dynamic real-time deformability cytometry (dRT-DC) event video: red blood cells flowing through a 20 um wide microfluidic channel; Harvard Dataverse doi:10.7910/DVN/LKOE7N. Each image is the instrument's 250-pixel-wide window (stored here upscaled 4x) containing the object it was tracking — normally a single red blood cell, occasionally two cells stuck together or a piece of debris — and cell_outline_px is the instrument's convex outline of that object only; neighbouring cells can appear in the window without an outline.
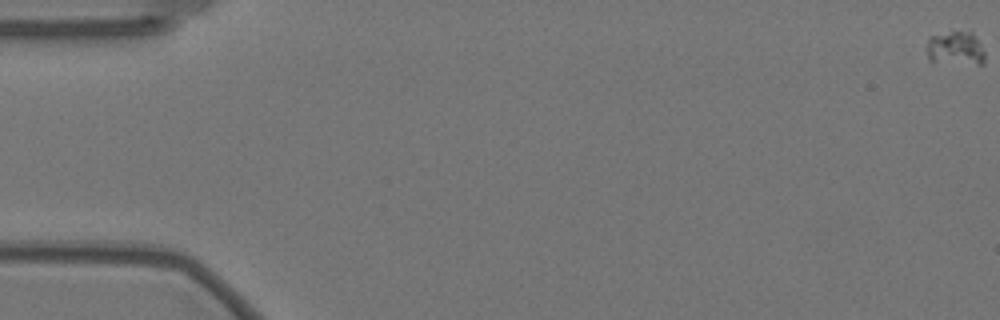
{"species": "Egyptian fruit bat (a non-hibernating species)", "species_latin": "Rousettus aegyptiacus", "temperature_condition": "warm", "stored_images_in_passage": 20, "camera_frame_rate_fps": 3000, "um_per_image_px": 0.085, "animal": {"sex": "female"}, "frame": {"image": 1, "passage_image": 1, "time_ms": 0.0, "image_size_px": [1000, 320], "cell_outline_px": [[984, 64], [932, 64], [928, 60], [928, 36], [952, 32], [972, 32], [980, 44], [984, 52]], "centroid_in_image_um": [81.18, 4.17], "position_along_channel_um": 3.8, "area_um2": 11.73}}
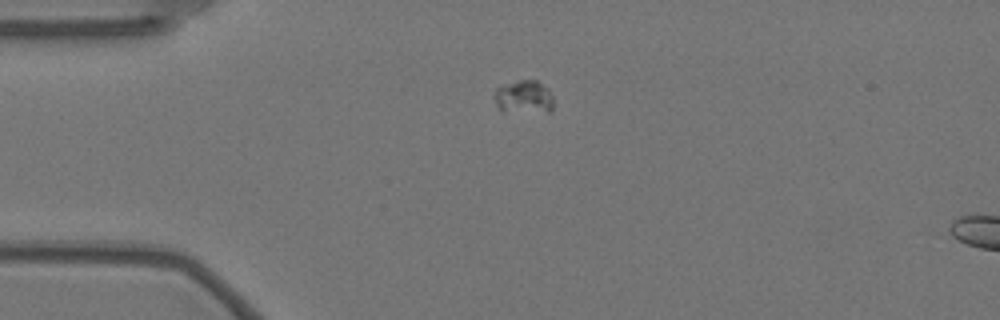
{"frame": {"image": 2, "passage_image": 16, "time_ms": 5.0, "image_size_px": [1000, 320], "cell_outline_px": [[552, 112], [500, 112], [492, 96], [496, 88], [516, 80], [536, 80], [548, 88], [552, 96]], "centroid_in_image_um": [44.49, 8.26], "position_along_channel_um": 40.5, "area_um2": 11.79}}